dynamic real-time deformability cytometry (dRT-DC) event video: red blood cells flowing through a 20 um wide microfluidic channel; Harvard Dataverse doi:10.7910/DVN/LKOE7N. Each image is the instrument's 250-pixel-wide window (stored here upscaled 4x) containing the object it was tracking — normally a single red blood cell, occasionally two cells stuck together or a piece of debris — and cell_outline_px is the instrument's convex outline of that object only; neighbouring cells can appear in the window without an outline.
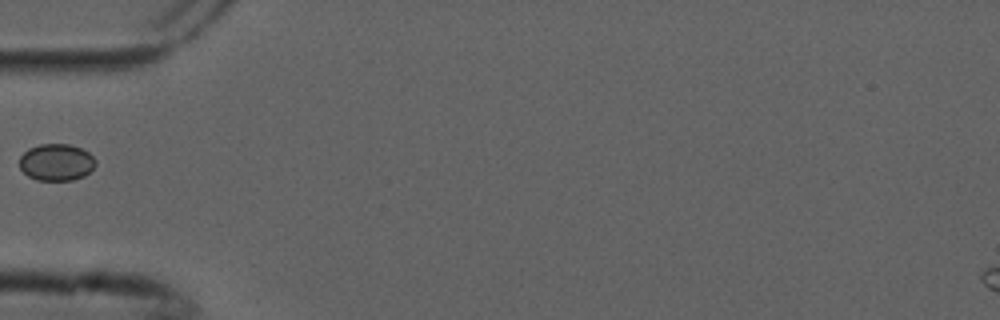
{"species": "common noctule bat (a hibernating species)", "species_latin": "Nyctalus noctula", "temperature_condition": "cold", "stored_images_in_passage": 6, "camera_frame_rate_fps": 3000, "um_per_image_px": 0.085, "animal": {"sex": "male", "forearm_length_mm": 52.5}, "frame": {"image": 1, "passage_image": 5, "time_ms": 1.333, "image_size_px": [1000, 320], "cell_outline_px": [[96, 164], [84, 176], [72, 180], [36, 180], [28, 176], [20, 168], [20, 156], [28, 148], [40, 144], [68, 144], [80, 148], [88, 152], [96, 160]], "centroid_in_image_um": [4.78, 13.79], "position_along_channel_um": 80.2, "area_um2": 16.3}}
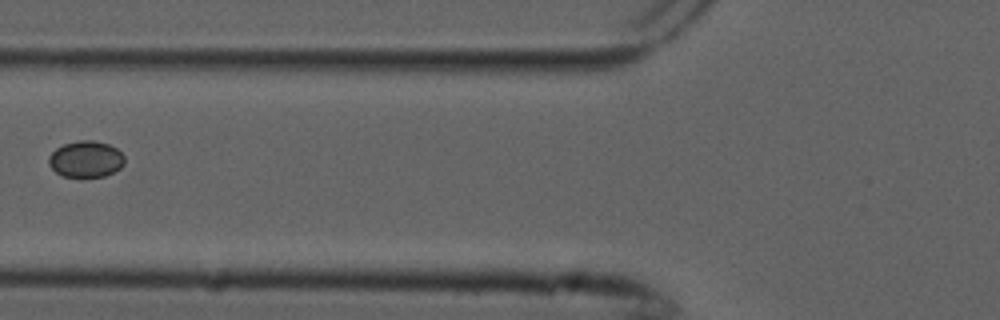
{"frame": {"image": 2, "passage_image": 6, "time_ms": 1.667, "image_size_px": [1000, 320], "cell_outline_px": [[124, 164], [120, 168], [104, 176], [64, 176], [56, 172], [48, 164], [48, 156], [56, 148], [64, 144], [80, 140], [92, 140], [108, 144], [116, 148], [124, 156]], "centroid_in_image_um": [7.29, 13.51], "position_along_channel_um": 118.5, "area_um2": 15.9}}